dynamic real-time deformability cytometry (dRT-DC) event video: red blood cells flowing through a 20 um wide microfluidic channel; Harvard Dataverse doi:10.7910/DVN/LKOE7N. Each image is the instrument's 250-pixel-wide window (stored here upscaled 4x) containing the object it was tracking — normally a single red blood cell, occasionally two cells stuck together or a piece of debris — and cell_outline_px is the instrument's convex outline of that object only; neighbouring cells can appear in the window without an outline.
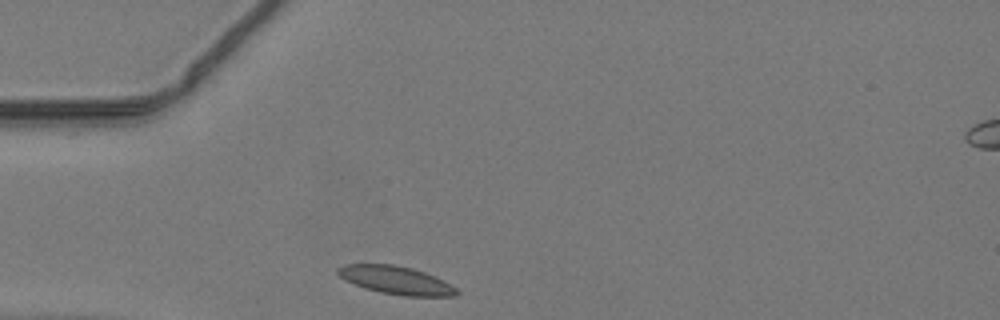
{"species": "common noctule bat (a hibernating species)", "species_latin": "Nyctalus noctula", "temperature_condition": "warm", "stored_images_in_passage": 29, "camera_frame_rate_fps": 3000, "um_per_image_px": 0.085, "animal": {"sex": "male", "body_mass_g": 19.2, "forearm_length_mm": 51.8}, "frame": {"image": 1, "passage_image": 1, "time_ms": 0.0, "image_size_px": [1000, 320], "cell_outline_px": [[460, 292], [456, 296], [404, 296], [380, 292], [364, 288], [344, 280], [336, 272], [336, 268], [344, 264], [396, 264], [412, 268], [436, 276], [456, 288]], "centroid_in_image_um": [33.64, 23.81], "position_along_channel_um": 51.4, "area_um2": 19.59}}
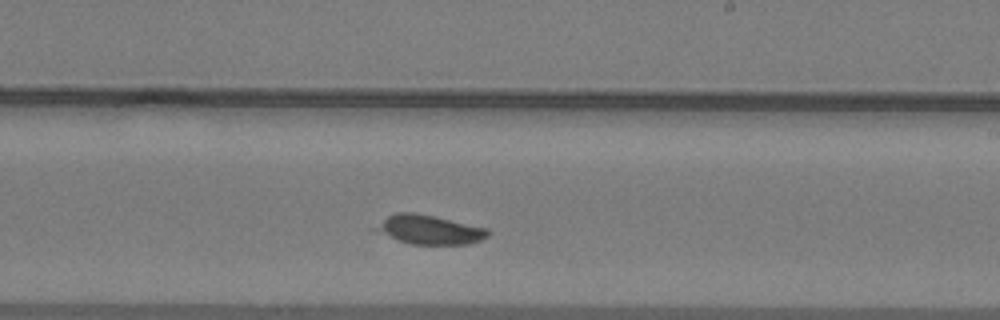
{"frame": {"image": 2, "passage_image": 16, "time_ms": 5.0, "image_size_px": [1000, 320], "cell_outline_px": [[492, 232], [488, 236], [480, 240], [468, 244], [412, 244], [396, 240], [368, 228], [388, 216], [396, 212], [412, 212], [432, 216], [488, 228]], "centroid_in_image_um": [36.43, 19.52], "position_along_channel_um": 252.6, "area_um2": 19.19}}
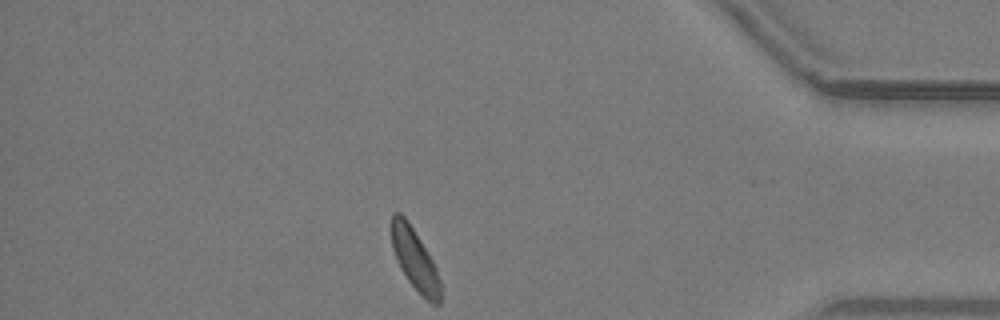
{"frame": {"image": 3, "passage_image": 29, "time_ms": 9.333, "image_size_px": [1000, 320], "cell_outline_px": [[440, 304], [432, 304], [408, 280], [400, 268], [396, 260], [392, 248], [392, 212], [400, 212], [408, 220], [432, 260], [436, 268], [440, 280]], "centroid_in_image_um": [35.24, 22.02], "position_along_channel_um": 400.0, "area_um2": 17.11}}